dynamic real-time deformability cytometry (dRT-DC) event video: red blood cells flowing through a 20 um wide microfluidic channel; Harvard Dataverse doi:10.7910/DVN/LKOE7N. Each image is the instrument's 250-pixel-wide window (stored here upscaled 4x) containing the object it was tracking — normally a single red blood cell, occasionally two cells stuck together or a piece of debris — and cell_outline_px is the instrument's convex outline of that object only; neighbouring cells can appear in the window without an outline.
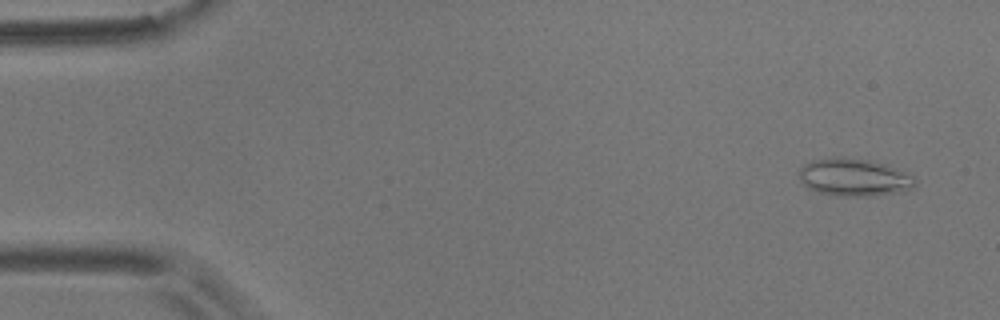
{"species": "common noctule bat (a hibernating species)", "species_latin": "Nyctalus noctula", "temperature_condition": "room temperature", "stored_images_in_passage": 5, "camera_frame_rate_fps": 3000, "um_per_image_px": 0.085, "animal": {"sex": "male", "body_mass_g": 17.9}, "frame": {"image": 1, "passage_image": 1, "time_ms": 0.0, "image_size_px": [1000, 320], "cell_outline_px": [[916, 184], [904, 192], [868, 196], [836, 196], [820, 192], [808, 188], [800, 180], [800, 168], [804, 164], [812, 160], [836, 156], [868, 160], [888, 164], [912, 176], [916, 180]], "centroid_in_image_um": [72.6, 15.07], "position_along_channel_um": 12.4, "area_um2": 25.49}}